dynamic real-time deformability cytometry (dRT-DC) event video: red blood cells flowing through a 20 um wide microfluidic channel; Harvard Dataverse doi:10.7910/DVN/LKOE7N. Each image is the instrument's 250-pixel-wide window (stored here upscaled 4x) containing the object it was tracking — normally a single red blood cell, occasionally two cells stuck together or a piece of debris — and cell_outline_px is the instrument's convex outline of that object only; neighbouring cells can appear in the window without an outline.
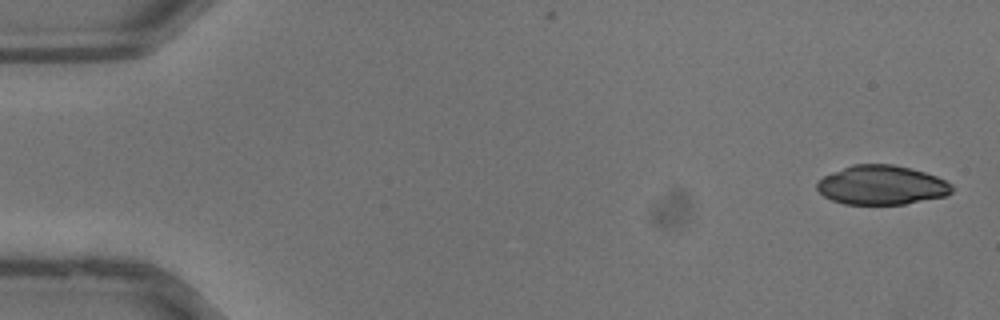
{"species": "common noctule bat (a hibernating species)", "species_latin": "Nyctalus noctula", "temperature_condition": "warm", "stored_images_in_passage": 20, "camera_frame_rate_fps": 3000, "um_per_image_px": 0.085, "animal": {"sex": "male", "body_mass_g": 13.3}, "frame": {"image": 1, "passage_image": 1, "time_ms": 0.0, "image_size_px": [1000, 320], "cell_outline_px": [[952, 192], [944, 196], [904, 204], [844, 204], [832, 200], [824, 196], [816, 188], [816, 180], [824, 176], [852, 164], [892, 164], [924, 172], [936, 176], [952, 184]], "centroid_in_image_um": [74.91, 15.73], "position_along_channel_um": 10.1, "area_um2": 30.69}}
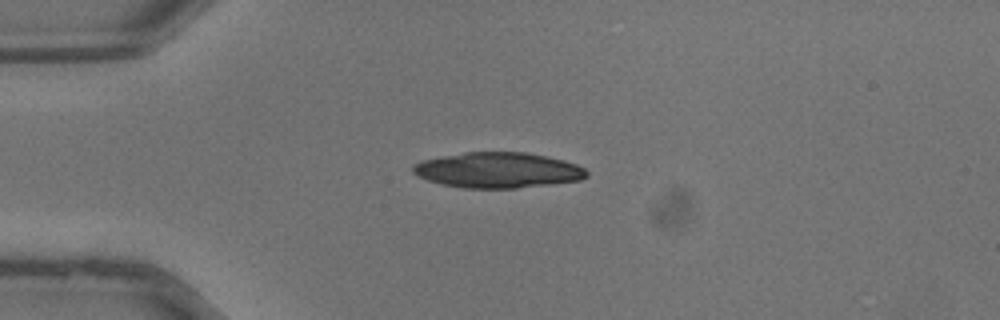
{"frame": {"image": 2, "passage_image": 9, "time_ms": 2.667, "image_size_px": [1000, 320], "cell_outline_px": [[588, 176], [580, 180], [516, 188], [464, 188], [440, 184], [428, 180], [412, 172], [412, 164], [420, 160], [440, 156], [464, 152], [528, 152], [548, 156], [564, 160], [576, 164], [584, 168], [588, 172]], "centroid_in_image_um": [42.3, 14.45], "position_along_channel_um": 42.7, "area_um2": 36.13}}